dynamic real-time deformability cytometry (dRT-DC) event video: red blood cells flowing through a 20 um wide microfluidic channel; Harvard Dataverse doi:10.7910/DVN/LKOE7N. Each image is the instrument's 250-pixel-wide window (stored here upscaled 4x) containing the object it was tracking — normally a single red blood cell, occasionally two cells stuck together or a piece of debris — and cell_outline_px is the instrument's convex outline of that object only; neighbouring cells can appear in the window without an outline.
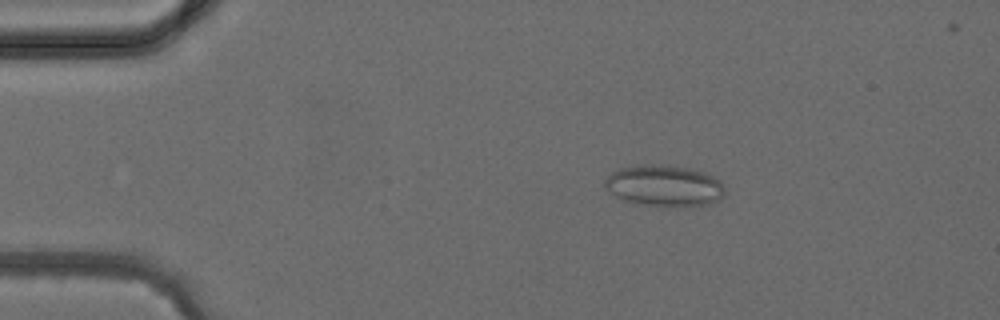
{"species": "common noctule bat (a hibernating species)", "species_latin": "Nyctalus noctula", "temperature_condition": "cold", "stored_images_in_passage": 2, "camera_frame_rate_fps": 3000, "um_per_image_px": 0.085, "animal": {"sex": "female", "body_mass_g": 24.6, "forearm_length_mm": 56.2}, "frame": {"image": 1, "passage_image": 1, "time_ms": 0.0, "image_size_px": [1000, 320], "cell_outline_px": [[724, 196], [720, 200], [708, 204], [668, 208], [636, 204], [624, 200], [616, 196], [604, 188], [604, 180], [612, 172], [620, 168], [640, 164], [648, 164], [688, 168], [704, 172], [720, 180], [724, 188]], "centroid_in_image_um": [56.45, 15.82], "position_along_channel_um": 28.6, "area_um2": 29.25}}